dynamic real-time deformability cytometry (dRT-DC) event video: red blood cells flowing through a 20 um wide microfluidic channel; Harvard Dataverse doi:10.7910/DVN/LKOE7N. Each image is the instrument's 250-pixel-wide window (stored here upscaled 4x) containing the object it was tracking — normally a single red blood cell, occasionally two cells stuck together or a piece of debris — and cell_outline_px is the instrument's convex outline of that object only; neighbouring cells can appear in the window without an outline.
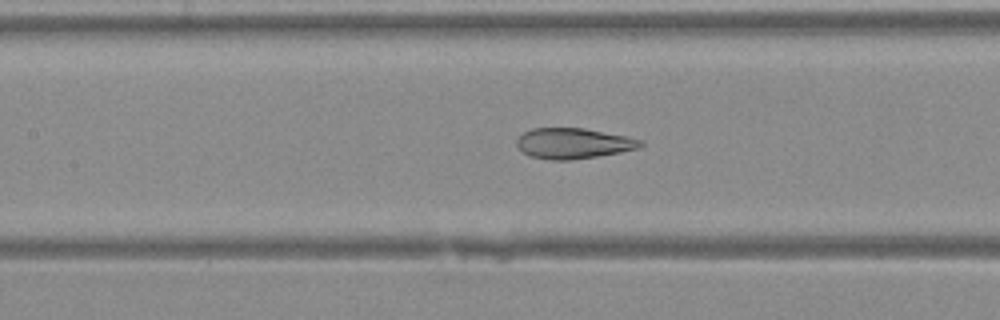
{"species": "Egyptian fruit bat (a non-hibernating species)", "species_latin": "Rousettus aegyptiacus", "temperature_condition": "warm", "stored_images_in_passage": 32, "camera_frame_rate_fps": 3000, "um_per_image_px": 0.085, "animal": {"sex": "female"}, "frame": {"image": 1, "passage_image": 15, "time_ms": 4.667, "image_size_px": [1000, 320], "cell_outline_px": [[644, 144], [640, 148], [620, 152], [572, 160], [552, 160], [528, 156], [516, 144], [516, 140], [524, 132], [532, 128], [584, 128], [644, 140]], "centroid_in_image_um": [48.74, 12.19], "position_along_channel_um": 158.7, "area_um2": 21.96}}
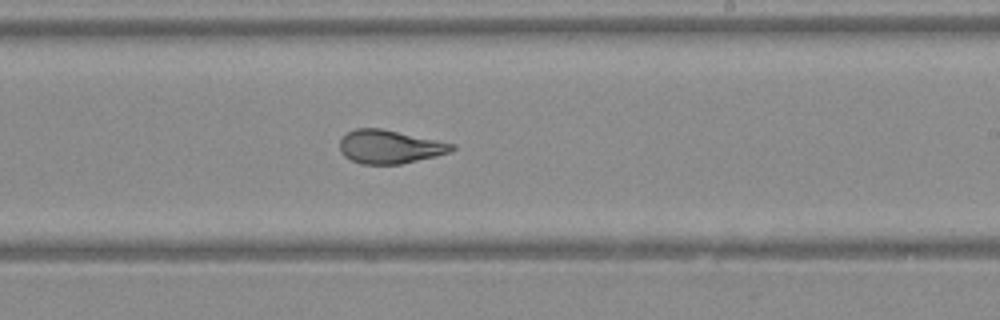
{"frame": {"image": 2, "passage_image": 21, "time_ms": 6.667, "image_size_px": [1000, 320], "cell_outline_px": [[456, 148], [452, 152], [436, 156], [400, 164], [360, 164], [344, 156], [340, 152], [340, 140], [348, 132], [356, 128], [380, 128], [456, 144]], "centroid_in_image_um": [33.14, 12.48], "position_along_channel_um": 255.9, "area_um2": 21.85}}
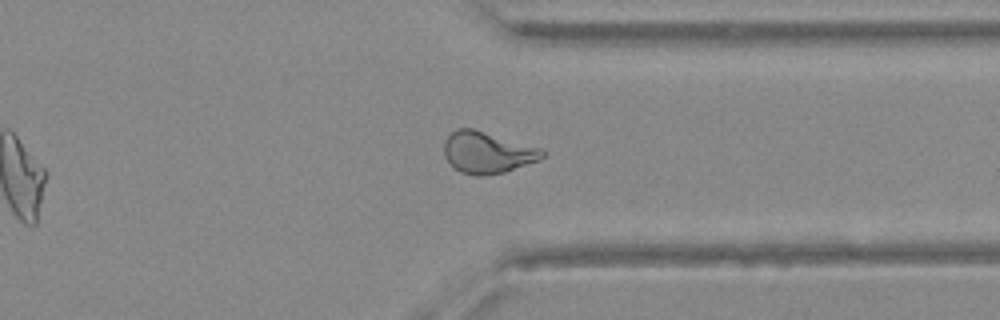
{"frame": {"image": 3, "passage_image": 28, "time_ms": 9.0, "image_size_px": [1000, 320], "cell_outline_px": [[544, 156], [540, 160], [504, 172], [484, 176], [476, 176], [460, 172], [444, 156], [444, 140], [456, 128], [472, 128], [544, 148]], "centroid_in_image_um": [41.45, 12.95], "position_along_channel_um": 370.0, "area_um2": 23.93}}